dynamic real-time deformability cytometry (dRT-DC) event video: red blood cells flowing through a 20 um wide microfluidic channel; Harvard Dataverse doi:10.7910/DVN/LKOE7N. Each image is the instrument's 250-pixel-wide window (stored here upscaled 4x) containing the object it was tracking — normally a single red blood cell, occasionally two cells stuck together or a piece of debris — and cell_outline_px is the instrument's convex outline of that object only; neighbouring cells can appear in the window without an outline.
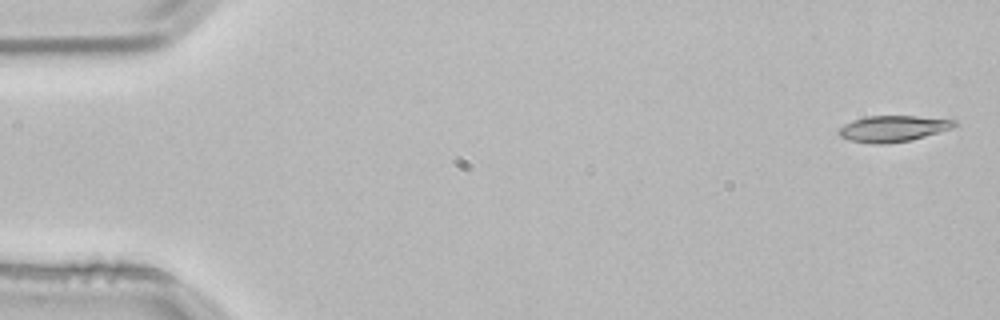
{"species": "common noctule bat (a hibernating species)", "species_latin": "Nyctalus noctula", "temperature_condition": "room temperature", "stored_images_in_passage": 3, "camera_frame_rate_fps": 3000, "um_per_image_px": 0.085, "animal": {"sex": "male", "body_mass_g": 21.5, "forearm_length_mm": 52.0}, "frame": {"image": 1, "passage_image": 1, "time_ms": 0.0, "image_size_px": [1000, 320], "cell_outline_px": [[960, 124], [952, 128], [912, 140], [884, 144], [872, 144], [852, 140], [840, 136], [836, 132], [844, 124], [852, 120], [868, 116], [916, 116], [956, 120]], "centroid_in_image_um": [75.92, 10.93], "position_along_channel_um": 9.1, "area_um2": 17.63}}
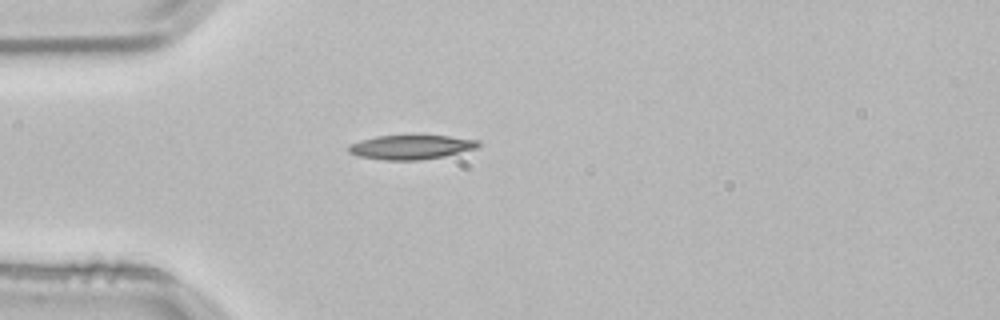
{"frame": {"image": 2, "passage_image": 3, "time_ms": 0.667, "image_size_px": [1000, 320], "cell_outline_px": [[480, 144], [476, 148], [444, 156], [420, 160], [384, 160], [356, 156], [348, 152], [348, 148], [352, 144], [360, 140], [376, 136], [448, 136], [480, 140]], "centroid_in_image_um": [34.92, 12.51], "position_along_channel_um": 50.1, "area_um2": 18.21}}